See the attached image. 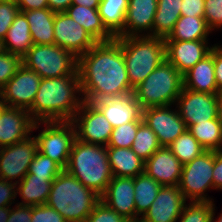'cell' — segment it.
Listing matches in <instances>:
<instances>
[{
    "label": "cell",
    "mask_w": 222,
    "mask_h": 222,
    "mask_svg": "<svg viewBox=\"0 0 222 222\" xmlns=\"http://www.w3.org/2000/svg\"><path fill=\"white\" fill-rule=\"evenodd\" d=\"M81 97L92 103L132 94L121 44L113 39L97 42L78 58ZM84 96V97H83Z\"/></svg>",
    "instance_id": "6da1fadb"
},
{
    "label": "cell",
    "mask_w": 222,
    "mask_h": 222,
    "mask_svg": "<svg viewBox=\"0 0 222 222\" xmlns=\"http://www.w3.org/2000/svg\"><path fill=\"white\" fill-rule=\"evenodd\" d=\"M79 95L81 88L78 71L74 75L41 78L28 112L35 122L72 121L83 102Z\"/></svg>",
    "instance_id": "7a4b0ae2"
},
{
    "label": "cell",
    "mask_w": 222,
    "mask_h": 222,
    "mask_svg": "<svg viewBox=\"0 0 222 222\" xmlns=\"http://www.w3.org/2000/svg\"><path fill=\"white\" fill-rule=\"evenodd\" d=\"M64 170L99 196L105 193L113 178L108 162L107 147L84 143L78 139L73 144Z\"/></svg>",
    "instance_id": "3957f363"
},
{
    "label": "cell",
    "mask_w": 222,
    "mask_h": 222,
    "mask_svg": "<svg viewBox=\"0 0 222 222\" xmlns=\"http://www.w3.org/2000/svg\"><path fill=\"white\" fill-rule=\"evenodd\" d=\"M100 201L101 196L63 170L52 182L46 204L67 222H84Z\"/></svg>",
    "instance_id": "277c9868"
},
{
    "label": "cell",
    "mask_w": 222,
    "mask_h": 222,
    "mask_svg": "<svg viewBox=\"0 0 222 222\" xmlns=\"http://www.w3.org/2000/svg\"><path fill=\"white\" fill-rule=\"evenodd\" d=\"M115 39L121 44L128 79L133 90L166 60L163 38L141 35Z\"/></svg>",
    "instance_id": "5b68a950"
},
{
    "label": "cell",
    "mask_w": 222,
    "mask_h": 222,
    "mask_svg": "<svg viewBox=\"0 0 222 222\" xmlns=\"http://www.w3.org/2000/svg\"><path fill=\"white\" fill-rule=\"evenodd\" d=\"M183 89V75L167 60L163 61L133 94L143 109L174 105Z\"/></svg>",
    "instance_id": "8992f818"
},
{
    "label": "cell",
    "mask_w": 222,
    "mask_h": 222,
    "mask_svg": "<svg viewBox=\"0 0 222 222\" xmlns=\"http://www.w3.org/2000/svg\"><path fill=\"white\" fill-rule=\"evenodd\" d=\"M22 63L41 78L74 75L78 71V58L56 44H33L22 57Z\"/></svg>",
    "instance_id": "52a82bcc"
},
{
    "label": "cell",
    "mask_w": 222,
    "mask_h": 222,
    "mask_svg": "<svg viewBox=\"0 0 222 222\" xmlns=\"http://www.w3.org/2000/svg\"><path fill=\"white\" fill-rule=\"evenodd\" d=\"M214 151L205 150L182 167L179 189L186 201L213 202L207 198V190L213 188Z\"/></svg>",
    "instance_id": "ba28073f"
},
{
    "label": "cell",
    "mask_w": 222,
    "mask_h": 222,
    "mask_svg": "<svg viewBox=\"0 0 222 222\" xmlns=\"http://www.w3.org/2000/svg\"><path fill=\"white\" fill-rule=\"evenodd\" d=\"M42 124L46 128L38 136L34 135L38 152L50 157L65 169L77 139L74 124L71 121L42 122Z\"/></svg>",
    "instance_id": "9c48e42d"
},
{
    "label": "cell",
    "mask_w": 222,
    "mask_h": 222,
    "mask_svg": "<svg viewBox=\"0 0 222 222\" xmlns=\"http://www.w3.org/2000/svg\"><path fill=\"white\" fill-rule=\"evenodd\" d=\"M71 122L74 124L76 138L79 141L108 145L113 128L93 103L83 101Z\"/></svg>",
    "instance_id": "30bf717a"
},
{
    "label": "cell",
    "mask_w": 222,
    "mask_h": 222,
    "mask_svg": "<svg viewBox=\"0 0 222 222\" xmlns=\"http://www.w3.org/2000/svg\"><path fill=\"white\" fill-rule=\"evenodd\" d=\"M37 142L35 137L29 136L27 139L13 145L0 148V179L8 182L19 183L28 173L29 166L37 152Z\"/></svg>",
    "instance_id": "8fae6325"
},
{
    "label": "cell",
    "mask_w": 222,
    "mask_h": 222,
    "mask_svg": "<svg viewBox=\"0 0 222 222\" xmlns=\"http://www.w3.org/2000/svg\"><path fill=\"white\" fill-rule=\"evenodd\" d=\"M96 43L97 41L66 12L55 13L54 44L79 58Z\"/></svg>",
    "instance_id": "7c38bea8"
},
{
    "label": "cell",
    "mask_w": 222,
    "mask_h": 222,
    "mask_svg": "<svg viewBox=\"0 0 222 222\" xmlns=\"http://www.w3.org/2000/svg\"><path fill=\"white\" fill-rule=\"evenodd\" d=\"M176 107L188 129L193 124L217 119L218 94L202 93L183 88Z\"/></svg>",
    "instance_id": "4fadbf2b"
},
{
    "label": "cell",
    "mask_w": 222,
    "mask_h": 222,
    "mask_svg": "<svg viewBox=\"0 0 222 222\" xmlns=\"http://www.w3.org/2000/svg\"><path fill=\"white\" fill-rule=\"evenodd\" d=\"M40 82L41 77L22 64L0 91V96L9 107L29 110L38 92Z\"/></svg>",
    "instance_id": "5bb4252c"
},
{
    "label": "cell",
    "mask_w": 222,
    "mask_h": 222,
    "mask_svg": "<svg viewBox=\"0 0 222 222\" xmlns=\"http://www.w3.org/2000/svg\"><path fill=\"white\" fill-rule=\"evenodd\" d=\"M172 105L143 109V121L158 137L161 147H168L187 128L178 110Z\"/></svg>",
    "instance_id": "9a60e30c"
},
{
    "label": "cell",
    "mask_w": 222,
    "mask_h": 222,
    "mask_svg": "<svg viewBox=\"0 0 222 222\" xmlns=\"http://www.w3.org/2000/svg\"><path fill=\"white\" fill-rule=\"evenodd\" d=\"M41 124L31 118L28 110L7 106L0 118V148L27 139Z\"/></svg>",
    "instance_id": "2e32d148"
},
{
    "label": "cell",
    "mask_w": 222,
    "mask_h": 222,
    "mask_svg": "<svg viewBox=\"0 0 222 222\" xmlns=\"http://www.w3.org/2000/svg\"><path fill=\"white\" fill-rule=\"evenodd\" d=\"M134 178L113 176L101 201L130 222H139L136 215Z\"/></svg>",
    "instance_id": "e0dca14e"
},
{
    "label": "cell",
    "mask_w": 222,
    "mask_h": 222,
    "mask_svg": "<svg viewBox=\"0 0 222 222\" xmlns=\"http://www.w3.org/2000/svg\"><path fill=\"white\" fill-rule=\"evenodd\" d=\"M186 204L178 186H162L139 222H177Z\"/></svg>",
    "instance_id": "ac0fdd59"
},
{
    "label": "cell",
    "mask_w": 222,
    "mask_h": 222,
    "mask_svg": "<svg viewBox=\"0 0 222 222\" xmlns=\"http://www.w3.org/2000/svg\"><path fill=\"white\" fill-rule=\"evenodd\" d=\"M92 103L103 113L113 129L129 122H143V108L133 93Z\"/></svg>",
    "instance_id": "d6986e66"
},
{
    "label": "cell",
    "mask_w": 222,
    "mask_h": 222,
    "mask_svg": "<svg viewBox=\"0 0 222 222\" xmlns=\"http://www.w3.org/2000/svg\"><path fill=\"white\" fill-rule=\"evenodd\" d=\"M208 40L165 41L166 60L182 75L208 56L213 48Z\"/></svg>",
    "instance_id": "ffe728a7"
},
{
    "label": "cell",
    "mask_w": 222,
    "mask_h": 222,
    "mask_svg": "<svg viewBox=\"0 0 222 222\" xmlns=\"http://www.w3.org/2000/svg\"><path fill=\"white\" fill-rule=\"evenodd\" d=\"M157 2L158 0H129L123 30L116 37L141 36L142 33V36H151Z\"/></svg>",
    "instance_id": "44dd1931"
},
{
    "label": "cell",
    "mask_w": 222,
    "mask_h": 222,
    "mask_svg": "<svg viewBox=\"0 0 222 222\" xmlns=\"http://www.w3.org/2000/svg\"><path fill=\"white\" fill-rule=\"evenodd\" d=\"M182 167L168 147H161L145 162L144 172L162 186H178Z\"/></svg>",
    "instance_id": "7402d4cb"
},
{
    "label": "cell",
    "mask_w": 222,
    "mask_h": 222,
    "mask_svg": "<svg viewBox=\"0 0 222 222\" xmlns=\"http://www.w3.org/2000/svg\"><path fill=\"white\" fill-rule=\"evenodd\" d=\"M183 88L202 93H220L214 73V46L208 56L183 74Z\"/></svg>",
    "instance_id": "603a6c76"
},
{
    "label": "cell",
    "mask_w": 222,
    "mask_h": 222,
    "mask_svg": "<svg viewBox=\"0 0 222 222\" xmlns=\"http://www.w3.org/2000/svg\"><path fill=\"white\" fill-rule=\"evenodd\" d=\"M65 12L97 42H107L116 38L103 24L98 8L71 4Z\"/></svg>",
    "instance_id": "cb8c5ba5"
},
{
    "label": "cell",
    "mask_w": 222,
    "mask_h": 222,
    "mask_svg": "<svg viewBox=\"0 0 222 222\" xmlns=\"http://www.w3.org/2000/svg\"><path fill=\"white\" fill-rule=\"evenodd\" d=\"M107 155L113 176L134 178L144 173L145 162L131 148L107 147Z\"/></svg>",
    "instance_id": "d4e9b609"
},
{
    "label": "cell",
    "mask_w": 222,
    "mask_h": 222,
    "mask_svg": "<svg viewBox=\"0 0 222 222\" xmlns=\"http://www.w3.org/2000/svg\"><path fill=\"white\" fill-rule=\"evenodd\" d=\"M29 23L33 44H54L55 13L49 8L23 11Z\"/></svg>",
    "instance_id": "484cf974"
},
{
    "label": "cell",
    "mask_w": 222,
    "mask_h": 222,
    "mask_svg": "<svg viewBox=\"0 0 222 222\" xmlns=\"http://www.w3.org/2000/svg\"><path fill=\"white\" fill-rule=\"evenodd\" d=\"M5 52L23 57L33 46L29 23L23 12L15 16L3 40Z\"/></svg>",
    "instance_id": "4316f807"
},
{
    "label": "cell",
    "mask_w": 222,
    "mask_h": 222,
    "mask_svg": "<svg viewBox=\"0 0 222 222\" xmlns=\"http://www.w3.org/2000/svg\"><path fill=\"white\" fill-rule=\"evenodd\" d=\"M54 179H44L33 174H26L25 177L16 183V193L23 199L20 205L35 206L46 204ZM19 184V185H18Z\"/></svg>",
    "instance_id": "83f0119b"
},
{
    "label": "cell",
    "mask_w": 222,
    "mask_h": 222,
    "mask_svg": "<svg viewBox=\"0 0 222 222\" xmlns=\"http://www.w3.org/2000/svg\"><path fill=\"white\" fill-rule=\"evenodd\" d=\"M182 0H158L153 22L152 37L166 39L172 33L176 22L181 16Z\"/></svg>",
    "instance_id": "f1b7e54d"
},
{
    "label": "cell",
    "mask_w": 222,
    "mask_h": 222,
    "mask_svg": "<svg viewBox=\"0 0 222 222\" xmlns=\"http://www.w3.org/2000/svg\"><path fill=\"white\" fill-rule=\"evenodd\" d=\"M204 17L181 15L176 22L172 33L164 41H193L207 40L211 33Z\"/></svg>",
    "instance_id": "f546056e"
},
{
    "label": "cell",
    "mask_w": 222,
    "mask_h": 222,
    "mask_svg": "<svg viewBox=\"0 0 222 222\" xmlns=\"http://www.w3.org/2000/svg\"><path fill=\"white\" fill-rule=\"evenodd\" d=\"M129 0H100L99 15L105 27L116 37L122 30Z\"/></svg>",
    "instance_id": "4dcf8cb0"
},
{
    "label": "cell",
    "mask_w": 222,
    "mask_h": 222,
    "mask_svg": "<svg viewBox=\"0 0 222 222\" xmlns=\"http://www.w3.org/2000/svg\"><path fill=\"white\" fill-rule=\"evenodd\" d=\"M161 187L160 183H157L145 172L134 177V198L138 217L143 216L148 211Z\"/></svg>",
    "instance_id": "1f68e13d"
},
{
    "label": "cell",
    "mask_w": 222,
    "mask_h": 222,
    "mask_svg": "<svg viewBox=\"0 0 222 222\" xmlns=\"http://www.w3.org/2000/svg\"><path fill=\"white\" fill-rule=\"evenodd\" d=\"M188 130L205 150H222V126L218 119L193 124Z\"/></svg>",
    "instance_id": "d6a6232c"
},
{
    "label": "cell",
    "mask_w": 222,
    "mask_h": 222,
    "mask_svg": "<svg viewBox=\"0 0 222 222\" xmlns=\"http://www.w3.org/2000/svg\"><path fill=\"white\" fill-rule=\"evenodd\" d=\"M168 148L183 165L205 151L188 129L179 135Z\"/></svg>",
    "instance_id": "836d02e7"
},
{
    "label": "cell",
    "mask_w": 222,
    "mask_h": 222,
    "mask_svg": "<svg viewBox=\"0 0 222 222\" xmlns=\"http://www.w3.org/2000/svg\"><path fill=\"white\" fill-rule=\"evenodd\" d=\"M159 148H161V145L159 143L158 137L143 121L138 126V131L131 149L140 159L146 162L150 156Z\"/></svg>",
    "instance_id": "e575fe53"
},
{
    "label": "cell",
    "mask_w": 222,
    "mask_h": 222,
    "mask_svg": "<svg viewBox=\"0 0 222 222\" xmlns=\"http://www.w3.org/2000/svg\"><path fill=\"white\" fill-rule=\"evenodd\" d=\"M63 170L57 162L37 151L27 174L44 179H55Z\"/></svg>",
    "instance_id": "d590c367"
},
{
    "label": "cell",
    "mask_w": 222,
    "mask_h": 222,
    "mask_svg": "<svg viewBox=\"0 0 222 222\" xmlns=\"http://www.w3.org/2000/svg\"><path fill=\"white\" fill-rule=\"evenodd\" d=\"M213 202L185 204L178 222H211Z\"/></svg>",
    "instance_id": "8d00e7d4"
},
{
    "label": "cell",
    "mask_w": 222,
    "mask_h": 222,
    "mask_svg": "<svg viewBox=\"0 0 222 222\" xmlns=\"http://www.w3.org/2000/svg\"><path fill=\"white\" fill-rule=\"evenodd\" d=\"M141 123L142 122H129L114 128L106 147L131 148L138 131V126Z\"/></svg>",
    "instance_id": "74e56055"
},
{
    "label": "cell",
    "mask_w": 222,
    "mask_h": 222,
    "mask_svg": "<svg viewBox=\"0 0 222 222\" xmlns=\"http://www.w3.org/2000/svg\"><path fill=\"white\" fill-rule=\"evenodd\" d=\"M22 57L4 52L0 55V91L22 66Z\"/></svg>",
    "instance_id": "f35d334b"
},
{
    "label": "cell",
    "mask_w": 222,
    "mask_h": 222,
    "mask_svg": "<svg viewBox=\"0 0 222 222\" xmlns=\"http://www.w3.org/2000/svg\"><path fill=\"white\" fill-rule=\"evenodd\" d=\"M19 13L16 0H0V40H4L15 16Z\"/></svg>",
    "instance_id": "ab89813d"
},
{
    "label": "cell",
    "mask_w": 222,
    "mask_h": 222,
    "mask_svg": "<svg viewBox=\"0 0 222 222\" xmlns=\"http://www.w3.org/2000/svg\"><path fill=\"white\" fill-rule=\"evenodd\" d=\"M84 222H130L115 210L100 201Z\"/></svg>",
    "instance_id": "60d3db41"
},
{
    "label": "cell",
    "mask_w": 222,
    "mask_h": 222,
    "mask_svg": "<svg viewBox=\"0 0 222 222\" xmlns=\"http://www.w3.org/2000/svg\"><path fill=\"white\" fill-rule=\"evenodd\" d=\"M204 18L210 30L222 28V0H205Z\"/></svg>",
    "instance_id": "b9f144b4"
},
{
    "label": "cell",
    "mask_w": 222,
    "mask_h": 222,
    "mask_svg": "<svg viewBox=\"0 0 222 222\" xmlns=\"http://www.w3.org/2000/svg\"><path fill=\"white\" fill-rule=\"evenodd\" d=\"M31 222H67L63 216L47 204L32 206Z\"/></svg>",
    "instance_id": "7bdbcfd3"
},
{
    "label": "cell",
    "mask_w": 222,
    "mask_h": 222,
    "mask_svg": "<svg viewBox=\"0 0 222 222\" xmlns=\"http://www.w3.org/2000/svg\"><path fill=\"white\" fill-rule=\"evenodd\" d=\"M16 185L15 182H8L0 179V208L10 207L12 203H15L14 201L17 195Z\"/></svg>",
    "instance_id": "ee69618b"
},
{
    "label": "cell",
    "mask_w": 222,
    "mask_h": 222,
    "mask_svg": "<svg viewBox=\"0 0 222 222\" xmlns=\"http://www.w3.org/2000/svg\"><path fill=\"white\" fill-rule=\"evenodd\" d=\"M205 0H182L180 13L183 16L204 17Z\"/></svg>",
    "instance_id": "f6af8a7d"
},
{
    "label": "cell",
    "mask_w": 222,
    "mask_h": 222,
    "mask_svg": "<svg viewBox=\"0 0 222 222\" xmlns=\"http://www.w3.org/2000/svg\"><path fill=\"white\" fill-rule=\"evenodd\" d=\"M213 188L222 190V150L214 151Z\"/></svg>",
    "instance_id": "bcb514c9"
},
{
    "label": "cell",
    "mask_w": 222,
    "mask_h": 222,
    "mask_svg": "<svg viewBox=\"0 0 222 222\" xmlns=\"http://www.w3.org/2000/svg\"><path fill=\"white\" fill-rule=\"evenodd\" d=\"M214 73L217 87L222 92V49L214 44Z\"/></svg>",
    "instance_id": "7dc6e473"
},
{
    "label": "cell",
    "mask_w": 222,
    "mask_h": 222,
    "mask_svg": "<svg viewBox=\"0 0 222 222\" xmlns=\"http://www.w3.org/2000/svg\"><path fill=\"white\" fill-rule=\"evenodd\" d=\"M16 3L20 12L48 8L47 0H16Z\"/></svg>",
    "instance_id": "c3c4849f"
},
{
    "label": "cell",
    "mask_w": 222,
    "mask_h": 222,
    "mask_svg": "<svg viewBox=\"0 0 222 222\" xmlns=\"http://www.w3.org/2000/svg\"><path fill=\"white\" fill-rule=\"evenodd\" d=\"M48 8L54 12H65L72 4V0H47Z\"/></svg>",
    "instance_id": "681fc988"
},
{
    "label": "cell",
    "mask_w": 222,
    "mask_h": 222,
    "mask_svg": "<svg viewBox=\"0 0 222 222\" xmlns=\"http://www.w3.org/2000/svg\"><path fill=\"white\" fill-rule=\"evenodd\" d=\"M72 4L88 8H99L100 0H72Z\"/></svg>",
    "instance_id": "f907efd6"
},
{
    "label": "cell",
    "mask_w": 222,
    "mask_h": 222,
    "mask_svg": "<svg viewBox=\"0 0 222 222\" xmlns=\"http://www.w3.org/2000/svg\"><path fill=\"white\" fill-rule=\"evenodd\" d=\"M9 215H10V207L0 208V222H7Z\"/></svg>",
    "instance_id": "816d5d0a"
},
{
    "label": "cell",
    "mask_w": 222,
    "mask_h": 222,
    "mask_svg": "<svg viewBox=\"0 0 222 222\" xmlns=\"http://www.w3.org/2000/svg\"><path fill=\"white\" fill-rule=\"evenodd\" d=\"M217 119L219 120L222 126V92L218 94Z\"/></svg>",
    "instance_id": "f5cc1de1"
},
{
    "label": "cell",
    "mask_w": 222,
    "mask_h": 222,
    "mask_svg": "<svg viewBox=\"0 0 222 222\" xmlns=\"http://www.w3.org/2000/svg\"><path fill=\"white\" fill-rule=\"evenodd\" d=\"M215 204L213 203V211H212V217H211V222H222V213L220 214V216H218V219L217 220H215L214 218V216H215ZM215 220V221H214Z\"/></svg>",
    "instance_id": "db71d44e"
},
{
    "label": "cell",
    "mask_w": 222,
    "mask_h": 222,
    "mask_svg": "<svg viewBox=\"0 0 222 222\" xmlns=\"http://www.w3.org/2000/svg\"><path fill=\"white\" fill-rule=\"evenodd\" d=\"M6 107H7V104L2 100V98L0 96V118H1V115Z\"/></svg>",
    "instance_id": "11a10c76"
},
{
    "label": "cell",
    "mask_w": 222,
    "mask_h": 222,
    "mask_svg": "<svg viewBox=\"0 0 222 222\" xmlns=\"http://www.w3.org/2000/svg\"><path fill=\"white\" fill-rule=\"evenodd\" d=\"M4 52H5L4 44L3 41L0 40V55L3 54Z\"/></svg>",
    "instance_id": "9f6ffc18"
}]
</instances>
